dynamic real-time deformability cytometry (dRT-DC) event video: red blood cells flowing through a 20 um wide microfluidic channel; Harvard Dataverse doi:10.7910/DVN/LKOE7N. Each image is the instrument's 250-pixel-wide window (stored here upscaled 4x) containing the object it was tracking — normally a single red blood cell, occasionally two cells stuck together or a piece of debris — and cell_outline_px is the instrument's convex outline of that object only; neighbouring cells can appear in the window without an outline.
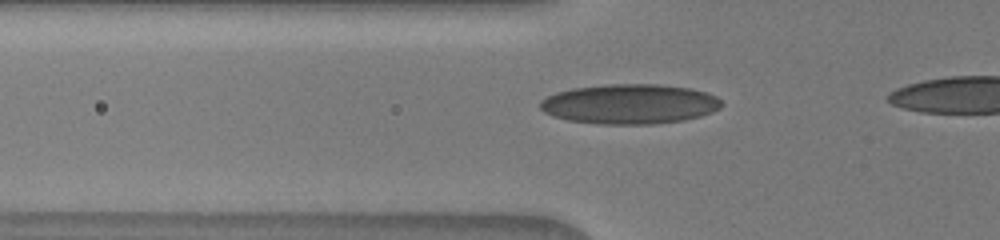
{"species": "human", "species_latin": "Homo sapiens", "temperature_condition": "warm", "stored_images_in_passage": 30, "camera_frame_rate_fps": 3000, "um_per_image_px": 0.085, "donor": {"sex": "male"}, "frame": {"image": 1, "passage_image": 10, "time_ms": 4.0, "image_size_px": [1000, 240], "cell_outline_px": [[724, 104], [720, 108], [712, 112], [700, 116], [684, 120], [652, 124], [596, 124], [568, 120], [552, 116], [544, 112], [540, 108], [540, 100], [556, 92], [572, 88], [608, 84], [660, 84], [692, 88], [716, 96]], "centroid_in_image_um": [53.52, 8.84], "position_along_channel_um": 72.3, "area_um2": 42.37}}
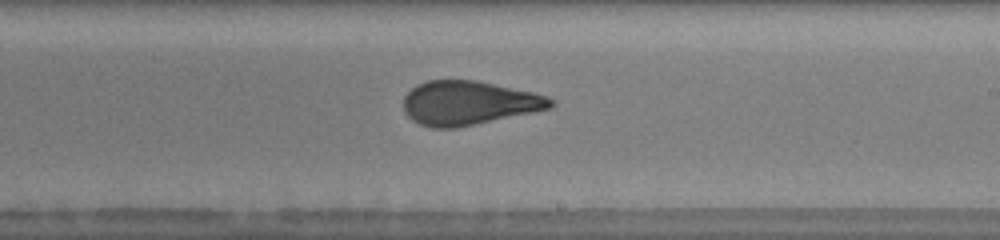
{"frame": {"image": 2, "passage_image": 20, "time_ms": 8.333, "image_size_px": [1000, 240], "cell_outline_px": [[556, 104], [548, 108], [532, 112], [456, 128], [432, 128], [420, 124], [412, 120], [404, 112], [404, 96], [416, 84], [428, 80], [476, 80], [532, 92], [548, 96]], "centroid_in_image_um": [39.8, 8.75], "position_along_channel_um": 249.2, "area_um2": 37.51}}
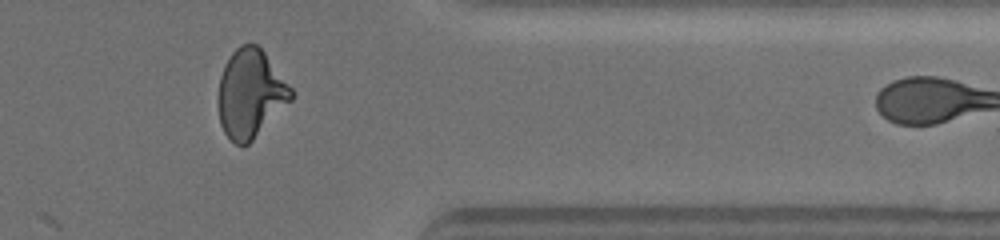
{"frame": {"image": 3, "passage_image": 28, "time_ms": 12.0, "image_size_px": [1000, 240], "cell_outline_px": [[292, 100], [248, 144], [236, 144], [224, 132], [220, 124], [220, 76], [224, 64], [232, 52], [240, 44], [256, 44], [264, 52], [292, 88]], "centroid_in_image_um": [21.3, 7.94], "position_along_channel_um": 390.1, "area_um2": 36.76}}